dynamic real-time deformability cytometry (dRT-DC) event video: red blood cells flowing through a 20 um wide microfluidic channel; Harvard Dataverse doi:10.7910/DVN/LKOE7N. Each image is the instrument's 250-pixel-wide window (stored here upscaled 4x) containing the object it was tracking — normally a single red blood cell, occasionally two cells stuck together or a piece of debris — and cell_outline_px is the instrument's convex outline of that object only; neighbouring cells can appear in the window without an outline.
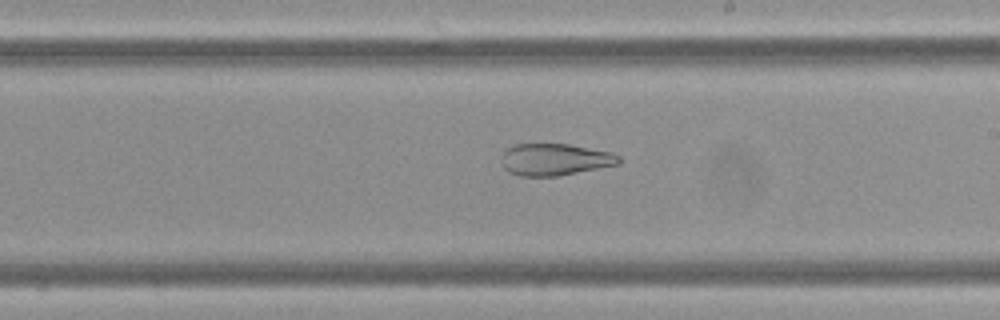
{"species": "Egyptian fruit bat (a non-hibernating species)", "species_latin": "Rousettus aegyptiacus", "temperature_condition": "cold", "stored_images_in_passage": 14, "camera_frame_rate_fps": 3000, "um_per_image_px": 0.085, "frame": {"image": 1, "passage_image": 7, "time_ms": 2.0, "image_size_px": [1000, 320], "cell_outline_px": [[620, 164], [556, 176], [520, 176], [508, 172], [504, 168], [500, 160], [500, 156], [508, 148], [516, 144], [568, 144], [612, 152], [620, 156]], "centroid_in_image_um": [47.14, 13.56], "position_along_channel_um": 241.9, "area_um2": 21.85}}
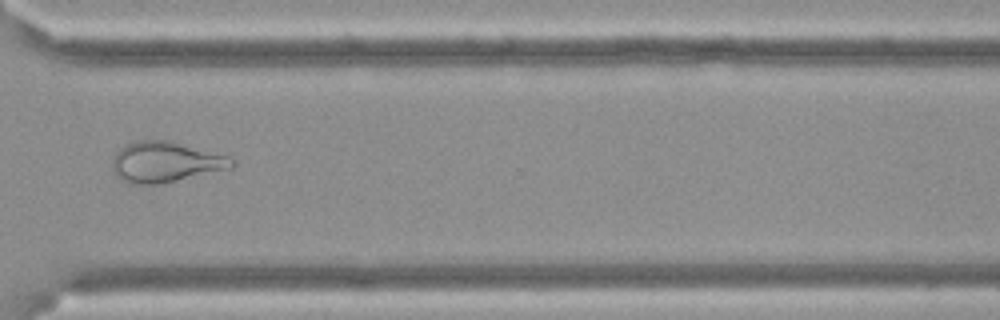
{"frame": {"image": 2, "passage_image": 10, "time_ms": 3.0, "image_size_px": [1000, 320], "cell_outline_px": [[236, 164], [232, 168], [160, 184], [128, 184], [120, 180], [116, 176], [112, 168], [112, 160], [116, 152], [120, 148], [136, 140], [168, 140], [228, 156], [236, 160]], "centroid_in_image_um": [14.05, 13.78], "position_along_channel_um": 356.6, "area_um2": 28.38}}